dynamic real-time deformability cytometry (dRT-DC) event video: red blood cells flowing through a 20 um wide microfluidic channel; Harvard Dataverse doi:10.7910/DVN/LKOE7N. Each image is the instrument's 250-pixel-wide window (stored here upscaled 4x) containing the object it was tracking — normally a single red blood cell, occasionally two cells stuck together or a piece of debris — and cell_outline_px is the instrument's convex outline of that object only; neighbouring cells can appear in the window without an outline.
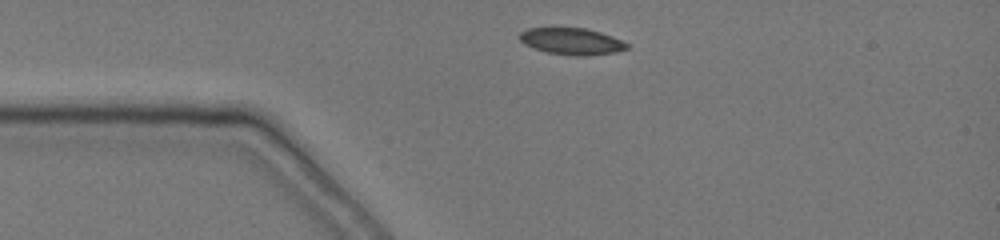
{"species": "common noctule bat (a hibernating species)", "species_latin": "Nyctalus noctula", "temperature_condition": "cold", "stored_images_in_passage": 5, "camera_frame_rate_fps": 3000, "um_per_image_px": 0.085, "animal": {"sex": "female", "body_mass_g": 19.0, "forearm_length_mm": 51.5}, "frame": {"image": 1, "passage_image": 1, "time_ms": 0.0, "image_size_px": [1000, 240], "cell_outline_px": [[628, 48], [616, 52], [588, 56], [572, 56], [548, 52], [524, 44], [516, 36], [520, 32], [528, 28], [588, 28], [612, 36], [628, 44]], "centroid_in_image_um": [48.58, 3.51], "position_along_channel_um": 36.4, "area_um2": 16.7}}